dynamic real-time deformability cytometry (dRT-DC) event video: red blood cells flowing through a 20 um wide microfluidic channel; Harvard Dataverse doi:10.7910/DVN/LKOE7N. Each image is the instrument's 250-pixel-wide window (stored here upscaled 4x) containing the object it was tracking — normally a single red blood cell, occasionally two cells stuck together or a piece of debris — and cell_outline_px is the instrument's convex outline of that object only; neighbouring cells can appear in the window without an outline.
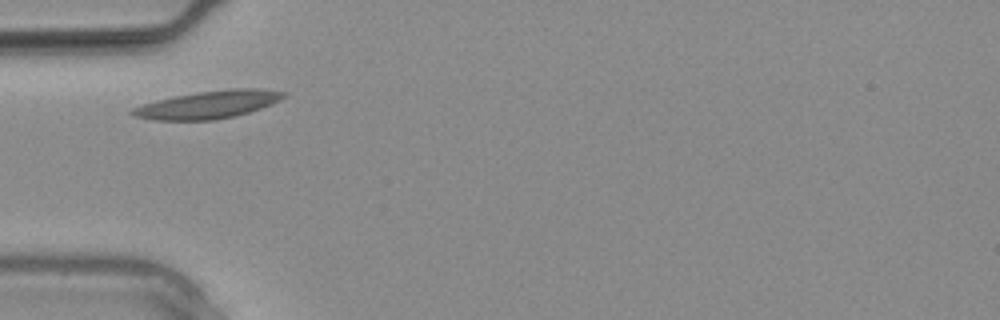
{"species": "common noctule bat (a hibernating species)", "species_latin": "Nyctalus noctula", "temperature_condition": "warm", "stored_images_in_passage": 4, "camera_frame_rate_fps": 3000, "um_per_image_px": 0.085, "animal": {"sex": "male", "body_mass_g": 20.4}, "frame": {"image": 1, "passage_image": 1, "time_ms": 0.0, "image_size_px": [1000, 320], "cell_outline_px": [[288, 92], [280, 100], [272, 104], [248, 112], [216, 120], [156, 120], [136, 116], [128, 112], [132, 108], [144, 104], [176, 96], [200, 92], [232, 88], [256, 88]], "centroid_in_image_um": [17.74, 8.89], "position_along_channel_um": 67.3, "area_um2": 23.99}}
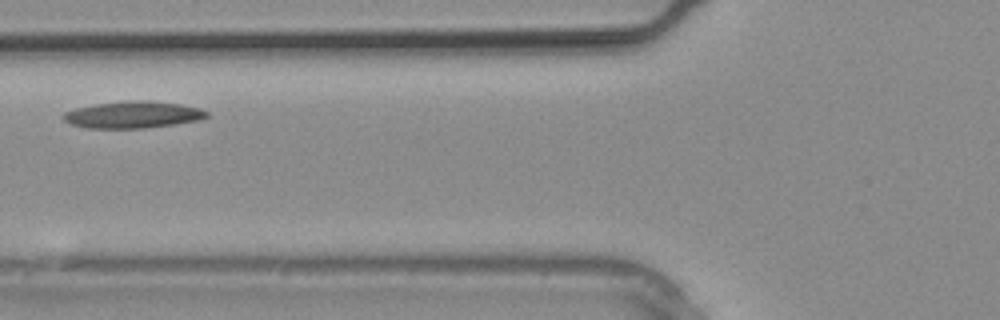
{"frame": {"image": 2, "passage_image": 3, "time_ms": 0.667, "image_size_px": [1000, 320], "cell_outline_px": [[212, 116], [200, 120], [176, 124], [144, 128], [84, 128], [72, 124], [64, 120], [60, 116], [64, 112], [76, 108], [96, 104], [128, 100], [148, 100], [180, 104], [200, 108], [208, 112]], "centroid_in_image_um": [11.33, 9.75], "position_along_channel_um": 114.5, "area_um2": 22.66}}